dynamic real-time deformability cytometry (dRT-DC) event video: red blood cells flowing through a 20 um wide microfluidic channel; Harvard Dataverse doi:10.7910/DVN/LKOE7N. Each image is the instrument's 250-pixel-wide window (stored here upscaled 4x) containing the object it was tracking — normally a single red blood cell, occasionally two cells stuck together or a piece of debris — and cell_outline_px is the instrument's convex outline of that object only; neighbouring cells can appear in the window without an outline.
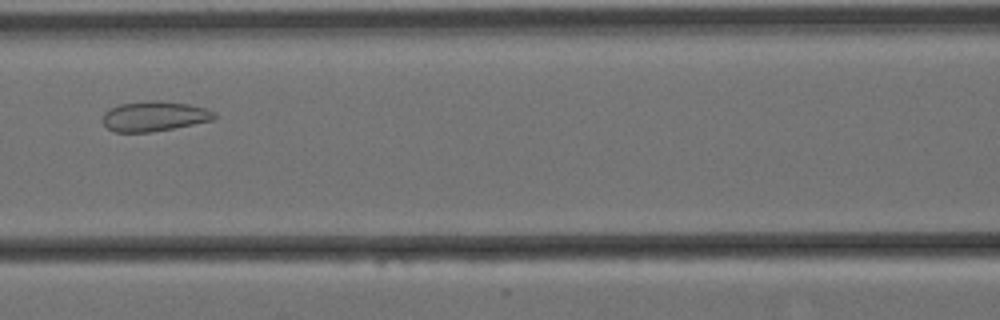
{"species": "Egyptian fruit bat (a non-hibernating species)", "species_latin": "Rousettus aegyptiacus", "temperature_condition": "cold", "stored_images_in_passage": 6, "camera_frame_rate_fps": 3000, "um_per_image_px": 0.085, "animal": {"sex": "female"}, "frame": {"image": 1, "passage_image": 5, "time_ms": 1.333, "image_size_px": [1000, 320], "cell_outline_px": [[216, 116], [212, 120], [152, 132], [116, 132], [108, 128], [104, 124], [104, 112], [120, 104], [148, 100], [156, 100], [188, 104], [204, 108], [216, 112]], "centroid_in_image_um": [13.12, 9.87], "position_along_channel_um": 153.5, "area_um2": 19.25}}